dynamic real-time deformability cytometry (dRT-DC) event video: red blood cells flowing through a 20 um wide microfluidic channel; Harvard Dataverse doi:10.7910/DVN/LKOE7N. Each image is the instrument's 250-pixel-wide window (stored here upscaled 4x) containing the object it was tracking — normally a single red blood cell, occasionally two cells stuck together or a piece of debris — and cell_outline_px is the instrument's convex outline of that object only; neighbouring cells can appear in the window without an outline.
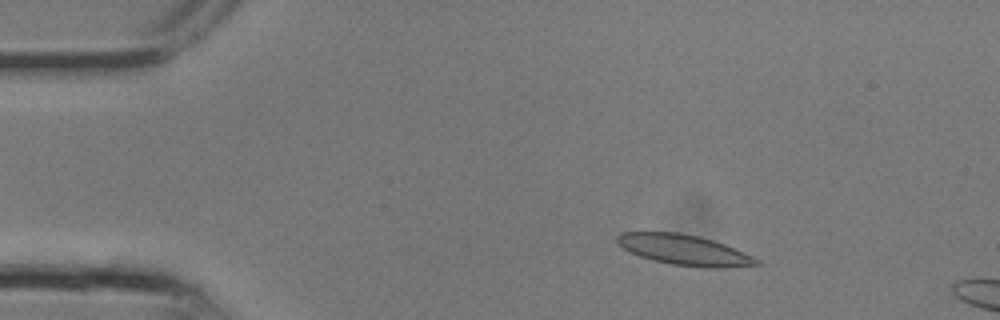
{"species": "common noctule bat (a hibernating species)", "species_latin": "Nyctalus noctula", "temperature_condition": "room temperature", "stored_images_in_passage": 6, "camera_frame_rate_fps": 3000, "um_per_image_px": 0.085, "animal": {"sex": "male", "body_mass_g": 13.3}, "frame": {"image": 1, "passage_image": 4, "time_ms": 1.0, "image_size_px": [1000, 320], "cell_outline_px": [[764, 264], [724, 268], [700, 268], [672, 264], [652, 260], [640, 256], [616, 244], [616, 236], [620, 232], [676, 232], [696, 236], [712, 240], [724, 244], [752, 256], [760, 260]], "centroid_in_image_um": [58.16, 21.25], "position_along_channel_um": 26.8, "area_um2": 24.74}}